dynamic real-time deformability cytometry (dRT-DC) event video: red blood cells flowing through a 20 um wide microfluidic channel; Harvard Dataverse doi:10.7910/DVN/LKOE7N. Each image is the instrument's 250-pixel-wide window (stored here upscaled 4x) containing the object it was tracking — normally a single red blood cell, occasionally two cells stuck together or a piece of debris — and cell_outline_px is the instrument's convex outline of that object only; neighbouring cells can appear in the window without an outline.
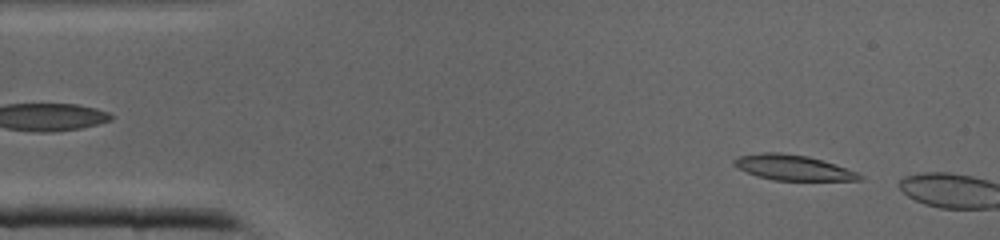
{"species": "common noctule bat (a hibernating species)", "species_latin": "Nyctalus noctula", "temperature_condition": "cold", "stored_images_in_passage": 4, "camera_frame_rate_fps": 3000, "um_per_image_px": 0.085, "animal": {"sex": "male", "body_mass_g": 19.0, "forearm_length_mm": 50.8}, "frame": {"image": 1, "passage_image": 3, "time_ms": 0.667, "image_size_px": [1000, 240], "cell_outline_px": [[864, 176], [860, 180], [772, 180], [756, 176], [732, 164], [732, 160], [740, 156], [764, 152], [780, 152], [808, 156], [856, 172]], "centroid_in_image_um": [67.36, 14.24], "position_along_channel_um": 17.6, "area_um2": 18.15}}